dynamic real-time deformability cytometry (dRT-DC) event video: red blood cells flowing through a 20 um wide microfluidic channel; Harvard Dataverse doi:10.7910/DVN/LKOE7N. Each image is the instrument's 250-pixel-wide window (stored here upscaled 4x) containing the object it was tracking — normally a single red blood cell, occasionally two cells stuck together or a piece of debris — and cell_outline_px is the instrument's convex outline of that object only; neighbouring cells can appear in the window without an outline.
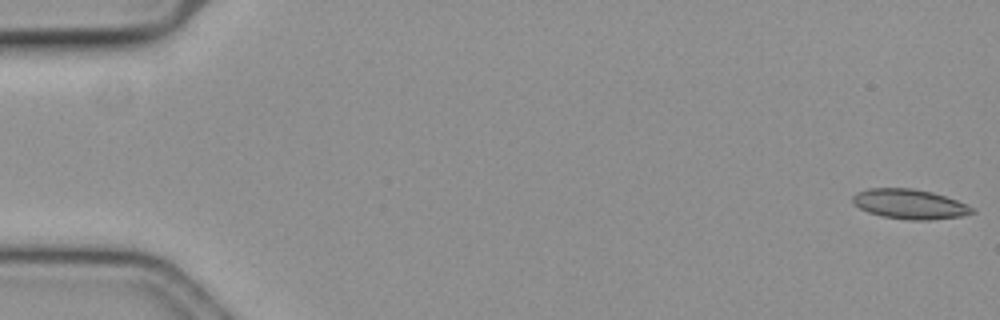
{"species": "common noctule bat (a hibernating species)", "species_latin": "Nyctalus noctula", "temperature_condition": "cold", "stored_images_in_passage": 58, "camera_frame_rate_fps": 3000, "um_per_image_px": 0.085, "animal": {"sex": "female", "body_mass_g": 19.3, "forearm_length_mm": 54.1}, "frame": {"image": 1, "passage_image": 1, "time_ms": 0.0, "image_size_px": [1000, 320], "cell_outline_px": [[976, 212], [960, 216], [928, 220], [908, 220], [884, 216], [868, 212], [852, 204], [852, 196], [856, 192], [868, 188], [912, 188], [932, 192], [956, 200], [972, 208]], "centroid_in_image_um": [77.26, 17.34], "position_along_channel_um": 7.7, "area_um2": 20.58}}
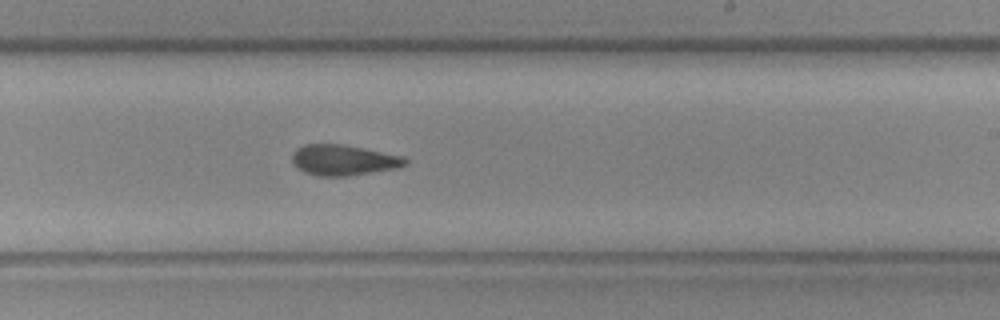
{"frame": {"image": 2, "passage_image": 35, "time_ms": 11.333, "image_size_px": [1000, 320], "cell_outline_px": [[408, 164], [400, 168], [348, 176], [316, 176], [304, 172], [296, 168], [292, 164], [292, 152], [296, 148], [304, 144], [340, 144], [400, 156], [408, 160]], "centroid_in_image_um": [29.14, 13.62], "position_along_channel_um": 259.9, "area_um2": 20.23}}
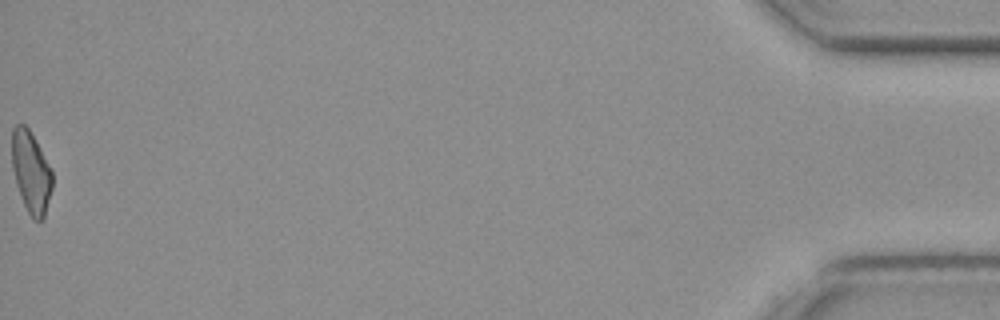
{"frame": {"image": 3, "passage_image": 58, "time_ms": 19.0, "image_size_px": [1000, 320], "cell_outline_px": [[52, 188], [44, 220], [32, 220], [24, 204], [16, 184], [12, 168], [12, 128], [16, 124], [24, 124], [28, 128], [48, 164], [52, 172]], "centroid_in_image_um": [2.63, 14.66], "position_along_channel_um": 432.6, "area_um2": 19.02}, "authors_computed_cell_mechanics": {"area_um2": 20.2011, "velocity_mm_per_s": 3.64, "shape_relaxation_time_tau1_ms": 7.7201, "shape_relaxation_time_tau2_ms": 5.3153, "deformation_change_tau1": 0.1698, "deformation_change_tau2": 0.1432}}